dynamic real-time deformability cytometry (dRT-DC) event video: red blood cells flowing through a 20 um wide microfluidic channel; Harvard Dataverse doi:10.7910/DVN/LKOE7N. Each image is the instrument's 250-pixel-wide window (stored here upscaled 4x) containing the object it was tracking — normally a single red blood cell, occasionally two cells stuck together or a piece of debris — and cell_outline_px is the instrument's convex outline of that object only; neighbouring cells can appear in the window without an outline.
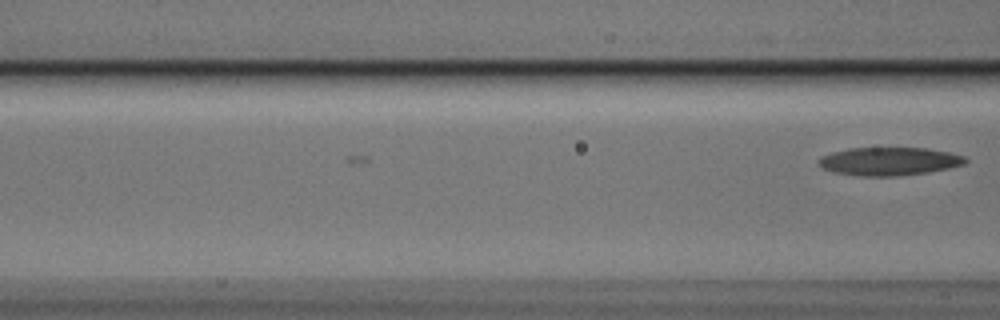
{"species": "Egyptian fruit bat (a non-hibernating species)", "species_latin": "Rousettus aegyptiacus", "temperature_condition": "cold", "stored_images_in_passage": 8, "camera_frame_rate_fps": 3000, "um_per_image_px": 0.085, "animal": {"sex": "male"}, "frame": {"image": 1, "passage_image": 8, "time_ms": 2.333, "image_size_px": [1000, 320], "cell_outline_px": [[968, 160], [964, 164], [948, 168], [928, 172], [896, 176], [860, 176], [832, 172], [816, 164], [816, 160], [820, 156], [832, 152], [848, 148], [928, 148], [948, 152], [964, 156]], "centroid_in_image_um": [75.52, 13.71], "position_along_channel_um": 91.1, "area_um2": 24.22}}